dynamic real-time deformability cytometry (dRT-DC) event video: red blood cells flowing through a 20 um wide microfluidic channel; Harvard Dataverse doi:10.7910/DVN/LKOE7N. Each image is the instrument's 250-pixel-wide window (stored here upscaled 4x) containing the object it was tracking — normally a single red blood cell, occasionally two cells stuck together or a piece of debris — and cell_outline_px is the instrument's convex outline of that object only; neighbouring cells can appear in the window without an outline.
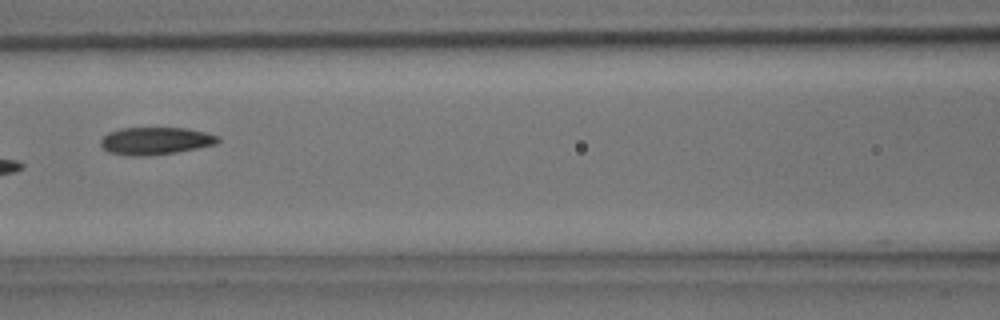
{"species": "common noctule bat (a hibernating species)", "species_latin": "Nyctalus noctula", "temperature_condition": "room temperature", "stored_images_in_passage": 5, "camera_frame_rate_fps": 3000, "um_per_image_px": 0.085, "animal": {"sex": "male", "body_mass_g": 15.6}, "frame": {"image": 1, "passage_image": 5, "time_ms": 1.333, "image_size_px": [1000, 320], "cell_outline_px": [[220, 140], [216, 144], [176, 152], [148, 156], [128, 156], [108, 152], [100, 144], [100, 140], [108, 132], [120, 128], [184, 128], [204, 132], [220, 136]], "centroid_in_image_um": [13.19, 11.98], "position_along_channel_um": 153.4, "area_um2": 18.79}}